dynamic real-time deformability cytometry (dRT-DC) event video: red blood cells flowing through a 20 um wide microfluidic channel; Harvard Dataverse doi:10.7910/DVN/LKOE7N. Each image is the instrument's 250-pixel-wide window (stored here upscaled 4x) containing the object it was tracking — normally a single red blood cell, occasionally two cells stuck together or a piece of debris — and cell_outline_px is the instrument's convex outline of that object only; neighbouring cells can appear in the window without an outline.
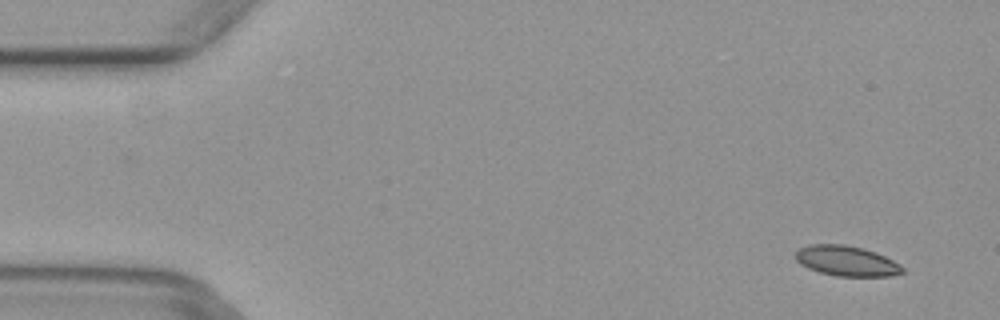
{"species": "common noctule bat (a hibernating species)", "species_latin": "Nyctalus noctula", "temperature_condition": "warm", "stored_images_in_passage": 3, "camera_frame_rate_fps": 3000, "um_per_image_px": 0.085, "animal": {"sex": "female", "body_mass_g": 29.2, "forearm_length_mm": 56.3}, "frame": {"image": 1, "passage_image": 1, "time_ms": 0.0, "image_size_px": [1000, 320], "cell_outline_px": [[904, 272], [892, 276], [836, 276], [820, 272], [808, 268], [800, 264], [796, 260], [796, 252], [800, 248], [812, 244], [844, 244], [876, 252], [900, 264], [904, 268]], "centroid_in_image_um": [71.97, 22.18], "position_along_channel_um": 13.0, "area_um2": 18.73}}